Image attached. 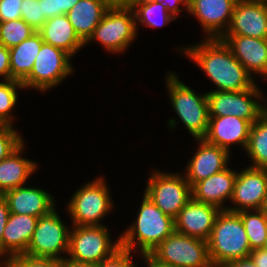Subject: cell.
I'll use <instances>...</instances> for the list:
<instances>
[{
	"label": "cell",
	"instance_id": "cell-1",
	"mask_svg": "<svg viewBox=\"0 0 267 267\" xmlns=\"http://www.w3.org/2000/svg\"><path fill=\"white\" fill-rule=\"evenodd\" d=\"M203 40V44L190 45L182 49V53L197 63L216 85L217 91L237 92L251 89L256 84L223 40Z\"/></svg>",
	"mask_w": 267,
	"mask_h": 267
},
{
	"label": "cell",
	"instance_id": "cell-2",
	"mask_svg": "<svg viewBox=\"0 0 267 267\" xmlns=\"http://www.w3.org/2000/svg\"><path fill=\"white\" fill-rule=\"evenodd\" d=\"M133 226L120 235V247L139 254L151 253L165 238L175 231L174 219L164 214L146 195ZM137 238V240H135Z\"/></svg>",
	"mask_w": 267,
	"mask_h": 267
},
{
	"label": "cell",
	"instance_id": "cell-3",
	"mask_svg": "<svg viewBox=\"0 0 267 267\" xmlns=\"http://www.w3.org/2000/svg\"><path fill=\"white\" fill-rule=\"evenodd\" d=\"M213 267L249 257L251 248L241 216L238 213L221 210L216 217L211 235L207 241Z\"/></svg>",
	"mask_w": 267,
	"mask_h": 267
},
{
	"label": "cell",
	"instance_id": "cell-4",
	"mask_svg": "<svg viewBox=\"0 0 267 267\" xmlns=\"http://www.w3.org/2000/svg\"><path fill=\"white\" fill-rule=\"evenodd\" d=\"M166 76V88L174 111L196 140L203 139L210 118L207 94L197 95L172 72Z\"/></svg>",
	"mask_w": 267,
	"mask_h": 267
},
{
	"label": "cell",
	"instance_id": "cell-5",
	"mask_svg": "<svg viewBox=\"0 0 267 267\" xmlns=\"http://www.w3.org/2000/svg\"><path fill=\"white\" fill-rule=\"evenodd\" d=\"M137 30L133 9L129 5L112 4L85 45L98 40L110 53H121L135 39Z\"/></svg>",
	"mask_w": 267,
	"mask_h": 267
},
{
	"label": "cell",
	"instance_id": "cell-6",
	"mask_svg": "<svg viewBox=\"0 0 267 267\" xmlns=\"http://www.w3.org/2000/svg\"><path fill=\"white\" fill-rule=\"evenodd\" d=\"M104 225L74 226L69 235V259L97 265L120 248V239L112 242Z\"/></svg>",
	"mask_w": 267,
	"mask_h": 267
},
{
	"label": "cell",
	"instance_id": "cell-7",
	"mask_svg": "<svg viewBox=\"0 0 267 267\" xmlns=\"http://www.w3.org/2000/svg\"><path fill=\"white\" fill-rule=\"evenodd\" d=\"M103 177L86 183L73 194L68 203V211L73 219V226L103 225L99 224L112 210L113 203Z\"/></svg>",
	"mask_w": 267,
	"mask_h": 267
},
{
	"label": "cell",
	"instance_id": "cell-8",
	"mask_svg": "<svg viewBox=\"0 0 267 267\" xmlns=\"http://www.w3.org/2000/svg\"><path fill=\"white\" fill-rule=\"evenodd\" d=\"M151 254L174 267H213L205 240L174 231Z\"/></svg>",
	"mask_w": 267,
	"mask_h": 267
},
{
	"label": "cell",
	"instance_id": "cell-9",
	"mask_svg": "<svg viewBox=\"0 0 267 267\" xmlns=\"http://www.w3.org/2000/svg\"><path fill=\"white\" fill-rule=\"evenodd\" d=\"M148 179L145 195L166 215L176 218L192 198L191 186L180 174L154 171Z\"/></svg>",
	"mask_w": 267,
	"mask_h": 267
},
{
	"label": "cell",
	"instance_id": "cell-10",
	"mask_svg": "<svg viewBox=\"0 0 267 267\" xmlns=\"http://www.w3.org/2000/svg\"><path fill=\"white\" fill-rule=\"evenodd\" d=\"M206 94L210 117L233 115L253 123L267 110L265 105L257 101L258 98L261 101L264 99L256 84L247 90L237 92L214 90Z\"/></svg>",
	"mask_w": 267,
	"mask_h": 267
},
{
	"label": "cell",
	"instance_id": "cell-11",
	"mask_svg": "<svg viewBox=\"0 0 267 267\" xmlns=\"http://www.w3.org/2000/svg\"><path fill=\"white\" fill-rule=\"evenodd\" d=\"M68 228L60 220L55 208L40 216L24 254L63 260L64 257H61V253H68L69 248L70 230Z\"/></svg>",
	"mask_w": 267,
	"mask_h": 267
},
{
	"label": "cell",
	"instance_id": "cell-12",
	"mask_svg": "<svg viewBox=\"0 0 267 267\" xmlns=\"http://www.w3.org/2000/svg\"><path fill=\"white\" fill-rule=\"evenodd\" d=\"M70 58L72 56L66 51L44 42L31 73L22 82L24 88L31 87L43 92L58 85L73 71Z\"/></svg>",
	"mask_w": 267,
	"mask_h": 267
},
{
	"label": "cell",
	"instance_id": "cell-13",
	"mask_svg": "<svg viewBox=\"0 0 267 267\" xmlns=\"http://www.w3.org/2000/svg\"><path fill=\"white\" fill-rule=\"evenodd\" d=\"M267 197V169L248 167L236 175L231 201L238 207H226L230 212L264 209Z\"/></svg>",
	"mask_w": 267,
	"mask_h": 267
},
{
	"label": "cell",
	"instance_id": "cell-14",
	"mask_svg": "<svg viewBox=\"0 0 267 267\" xmlns=\"http://www.w3.org/2000/svg\"><path fill=\"white\" fill-rule=\"evenodd\" d=\"M223 36L267 39V3L238 0Z\"/></svg>",
	"mask_w": 267,
	"mask_h": 267
},
{
	"label": "cell",
	"instance_id": "cell-15",
	"mask_svg": "<svg viewBox=\"0 0 267 267\" xmlns=\"http://www.w3.org/2000/svg\"><path fill=\"white\" fill-rule=\"evenodd\" d=\"M238 0H188V12L198 19L206 38H221L229 27ZM208 34V35H207Z\"/></svg>",
	"mask_w": 267,
	"mask_h": 267
},
{
	"label": "cell",
	"instance_id": "cell-16",
	"mask_svg": "<svg viewBox=\"0 0 267 267\" xmlns=\"http://www.w3.org/2000/svg\"><path fill=\"white\" fill-rule=\"evenodd\" d=\"M220 212L216 206L191 198L174 219L175 231L208 241Z\"/></svg>",
	"mask_w": 267,
	"mask_h": 267
},
{
	"label": "cell",
	"instance_id": "cell-17",
	"mask_svg": "<svg viewBox=\"0 0 267 267\" xmlns=\"http://www.w3.org/2000/svg\"><path fill=\"white\" fill-rule=\"evenodd\" d=\"M199 147L187 165L185 176L189 185L206 179L227 168L230 152L224 148L197 139Z\"/></svg>",
	"mask_w": 267,
	"mask_h": 267
},
{
	"label": "cell",
	"instance_id": "cell-18",
	"mask_svg": "<svg viewBox=\"0 0 267 267\" xmlns=\"http://www.w3.org/2000/svg\"><path fill=\"white\" fill-rule=\"evenodd\" d=\"M251 125L250 121L233 115L210 117L208 130L203 139L228 151L232 144H240L246 149Z\"/></svg>",
	"mask_w": 267,
	"mask_h": 267
},
{
	"label": "cell",
	"instance_id": "cell-19",
	"mask_svg": "<svg viewBox=\"0 0 267 267\" xmlns=\"http://www.w3.org/2000/svg\"><path fill=\"white\" fill-rule=\"evenodd\" d=\"M220 39L251 76L260 73L267 78V39L245 36H222Z\"/></svg>",
	"mask_w": 267,
	"mask_h": 267
},
{
	"label": "cell",
	"instance_id": "cell-20",
	"mask_svg": "<svg viewBox=\"0 0 267 267\" xmlns=\"http://www.w3.org/2000/svg\"><path fill=\"white\" fill-rule=\"evenodd\" d=\"M237 172L228 167L206 179L195 183L191 187L192 198L196 201L203 202L223 208V203L227 199H232L234 184L236 181Z\"/></svg>",
	"mask_w": 267,
	"mask_h": 267
},
{
	"label": "cell",
	"instance_id": "cell-21",
	"mask_svg": "<svg viewBox=\"0 0 267 267\" xmlns=\"http://www.w3.org/2000/svg\"><path fill=\"white\" fill-rule=\"evenodd\" d=\"M10 213L40 217L55 208L53 197L40 188H14L3 194Z\"/></svg>",
	"mask_w": 267,
	"mask_h": 267
},
{
	"label": "cell",
	"instance_id": "cell-22",
	"mask_svg": "<svg viewBox=\"0 0 267 267\" xmlns=\"http://www.w3.org/2000/svg\"><path fill=\"white\" fill-rule=\"evenodd\" d=\"M39 217L10 213L2 236V255L24 254Z\"/></svg>",
	"mask_w": 267,
	"mask_h": 267
},
{
	"label": "cell",
	"instance_id": "cell-23",
	"mask_svg": "<svg viewBox=\"0 0 267 267\" xmlns=\"http://www.w3.org/2000/svg\"><path fill=\"white\" fill-rule=\"evenodd\" d=\"M109 0H79L66 14L75 32L85 43L111 7Z\"/></svg>",
	"mask_w": 267,
	"mask_h": 267
},
{
	"label": "cell",
	"instance_id": "cell-24",
	"mask_svg": "<svg viewBox=\"0 0 267 267\" xmlns=\"http://www.w3.org/2000/svg\"><path fill=\"white\" fill-rule=\"evenodd\" d=\"M38 32L45 43L58 47L71 56L85 46L65 14L47 19Z\"/></svg>",
	"mask_w": 267,
	"mask_h": 267
},
{
	"label": "cell",
	"instance_id": "cell-25",
	"mask_svg": "<svg viewBox=\"0 0 267 267\" xmlns=\"http://www.w3.org/2000/svg\"><path fill=\"white\" fill-rule=\"evenodd\" d=\"M24 149L22 142L5 159L0 161V194L21 187L36 170L35 162L20 156Z\"/></svg>",
	"mask_w": 267,
	"mask_h": 267
},
{
	"label": "cell",
	"instance_id": "cell-26",
	"mask_svg": "<svg viewBox=\"0 0 267 267\" xmlns=\"http://www.w3.org/2000/svg\"><path fill=\"white\" fill-rule=\"evenodd\" d=\"M44 41L38 31L10 50V80L23 82L31 73Z\"/></svg>",
	"mask_w": 267,
	"mask_h": 267
},
{
	"label": "cell",
	"instance_id": "cell-27",
	"mask_svg": "<svg viewBox=\"0 0 267 267\" xmlns=\"http://www.w3.org/2000/svg\"><path fill=\"white\" fill-rule=\"evenodd\" d=\"M245 151L253 162L250 167L267 169V110L252 123Z\"/></svg>",
	"mask_w": 267,
	"mask_h": 267
},
{
	"label": "cell",
	"instance_id": "cell-28",
	"mask_svg": "<svg viewBox=\"0 0 267 267\" xmlns=\"http://www.w3.org/2000/svg\"><path fill=\"white\" fill-rule=\"evenodd\" d=\"M129 6L133 9L135 22L148 27H163L176 19L166 10L163 3L155 0H133Z\"/></svg>",
	"mask_w": 267,
	"mask_h": 267
},
{
	"label": "cell",
	"instance_id": "cell-29",
	"mask_svg": "<svg viewBox=\"0 0 267 267\" xmlns=\"http://www.w3.org/2000/svg\"><path fill=\"white\" fill-rule=\"evenodd\" d=\"M241 211V216L246 234L249 239V245L252 250L260 249L265 246L267 240V213L262 210Z\"/></svg>",
	"mask_w": 267,
	"mask_h": 267
},
{
	"label": "cell",
	"instance_id": "cell-30",
	"mask_svg": "<svg viewBox=\"0 0 267 267\" xmlns=\"http://www.w3.org/2000/svg\"><path fill=\"white\" fill-rule=\"evenodd\" d=\"M35 32L22 18L0 22V43L11 48L28 39Z\"/></svg>",
	"mask_w": 267,
	"mask_h": 267
},
{
	"label": "cell",
	"instance_id": "cell-31",
	"mask_svg": "<svg viewBox=\"0 0 267 267\" xmlns=\"http://www.w3.org/2000/svg\"><path fill=\"white\" fill-rule=\"evenodd\" d=\"M18 88L22 89L24 86L17 80L0 82V124L12 125L13 115L10 112L17 103Z\"/></svg>",
	"mask_w": 267,
	"mask_h": 267
},
{
	"label": "cell",
	"instance_id": "cell-32",
	"mask_svg": "<svg viewBox=\"0 0 267 267\" xmlns=\"http://www.w3.org/2000/svg\"><path fill=\"white\" fill-rule=\"evenodd\" d=\"M21 18L35 31H38L47 21L43 16L42 1L22 0Z\"/></svg>",
	"mask_w": 267,
	"mask_h": 267
},
{
	"label": "cell",
	"instance_id": "cell-33",
	"mask_svg": "<svg viewBox=\"0 0 267 267\" xmlns=\"http://www.w3.org/2000/svg\"><path fill=\"white\" fill-rule=\"evenodd\" d=\"M23 139L12 125L0 124V161L5 159L13 150H15Z\"/></svg>",
	"mask_w": 267,
	"mask_h": 267
},
{
	"label": "cell",
	"instance_id": "cell-34",
	"mask_svg": "<svg viewBox=\"0 0 267 267\" xmlns=\"http://www.w3.org/2000/svg\"><path fill=\"white\" fill-rule=\"evenodd\" d=\"M10 267H61V260L18 254L10 256Z\"/></svg>",
	"mask_w": 267,
	"mask_h": 267
},
{
	"label": "cell",
	"instance_id": "cell-35",
	"mask_svg": "<svg viewBox=\"0 0 267 267\" xmlns=\"http://www.w3.org/2000/svg\"><path fill=\"white\" fill-rule=\"evenodd\" d=\"M42 1L43 16L46 19L67 14L79 0H39Z\"/></svg>",
	"mask_w": 267,
	"mask_h": 267
},
{
	"label": "cell",
	"instance_id": "cell-36",
	"mask_svg": "<svg viewBox=\"0 0 267 267\" xmlns=\"http://www.w3.org/2000/svg\"><path fill=\"white\" fill-rule=\"evenodd\" d=\"M130 253V250L120 247L110 257L98 263L96 267H129L133 263Z\"/></svg>",
	"mask_w": 267,
	"mask_h": 267
},
{
	"label": "cell",
	"instance_id": "cell-37",
	"mask_svg": "<svg viewBox=\"0 0 267 267\" xmlns=\"http://www.w3.org/2000/svg\"><path fill=\"white\" fill-rule=\"evenodd\" d=\"M22 0H0V22L21 18Z\"/></svg>",
	"mask_w": 267,
	"mask_h": 267
},
{
	"label": "cell",
	"instance_id": "cell-38",
	"mask_svg": "<svg viewBox=\"0 0 267 267\" xmlns=\"http://www.w3.org/2000/svg\"><path fill=\"white\" fill-rule=\"evenodd\" d=\"M10 80V50L0 43V77Z\"/></svg>",
	"mask_w": 267,
	"mask_h": 267
},
{
	"label": "cell",
	"instance_id": "cell-39",
	"mask_svg": "<svg viewBox=\"0 0 267 267\" xmlns=\"http://www.w3.org/2000/svg\"><path fill=\"white\" fill-rule=\"evenodd\" d=\"M10 211L6 198L0 194V256L2 255V236Z\"/></svg>",
	"mask_w": 267,
	"mask_h": 267
},
{
	"label": "cell",
	"instance_id": "cell-40",
	"mask_svg": "<svg viewBox=\"0 0 267 267\" xmlns=\"http://www.w3.org/2000/svg\"><path fill=\"white\" fill-rule=\"evenodd\" d=\"M158 3H163L166 6V10L177 18L179 12L183 9L179 8V4L182 3L185 9L188 10V0H155Z\"/></svg>",
	"mask_w": 267,
	"mask_h": 267
},
{
	"label": "cell",
	"instance_id": "cell-41",
	"mask_svg": "<svg viewBox=\"0 0 267 267\" xmlns=\"http://www.w3.org/2000/svg\"><path fill=\"white\" fill-rule=\"evenodd\" d=\"M249 257L257 267H267V249L260 248L252 250Z\"/></svg>",
	"mask_w": 267,
	"mask_h": 267
},
{
	"label": "cell",
	"instance_id": "cell-42",
	"mask_svg": "<svg viewBox=\"0 0 267 267\" xmlns=\"http://www.w3.org/2000/svg\"><path fill=\"white\" fill-rule=\"evenodd\" d=\"M219 267H257L250 257L237 259L221 264Z\"/></svg>",
	"mask_w": 267,
	"mask_h": 267
},
{
	"label": "cell",
	"instance_id": "cell-43",
	"mask_svg": "<svg viewBox=\"0 0 267 267\" xmlns=\"http://www.w3.org/2000/svg\"><path fill=\"white\" fill-rule=\"evenodd\" d=\"M148 267H174L170 264L163 263L156 259L151 253L142 254Z\"/></svg>",
	"mask_w": 267,
	"mask_h": 267
},
{
	"label": "cell",
	"instance_id": "cell-44",
	"mask_svg": "<svg viewBox=\"0 0 267 267\" xmlns=\"http://www.w3.org/2000/svg\"><path fill=\"white\" fill-rule=\"evenodd\" d=\"M61 267H96L95 264L76 262L68 257L61 260Z\"/></svg>",
	"mask_w": 267,
	"mask_h": 267
},
{
	"label": "cell",
	"instance_id": "cell-45",
	"mask_svg": "<svg viewBox=\"0 0 267 267\" xmlns=\"http://www.w3.org/2000/svg\"><path fill=\"white\" fill-rule=\"evenodd\" d=\"M112 4L129 5L133 0H109Z\"/></svg>",
	"mask_w": 267,
	"mask_h": 267
},
{
	"label": "cell",
	"instance_id": "cell-46",
	"mask_svg": "<svg viewBox=\"0 0 267 267\" xmlns=\"http://www.w3.org/2000/svg\"><path fill=\"white\" fill-rule=\"evenodd\" d=\"M6 258L2 261V263L0 262V267H10V257H6Z\"/></svg>",
	"mask_w": 267,
	"mask_h": 267
},
{
	"label": "cell",
	"instance_id": "cell-47",
	"mask_svg": "<svg viewBox=\"0 0 267 267\" xmlns=\"http://www.w3.org/2000/svg\"><path fill=\"white\" fill-rule=\"evenodd\" d=\"M248 1H253V2H264V3H267V0H248Z\"/></svg>",
	"mask_w": 267,
	"mask_h": 267
},
{
	"label": "cell",
	"instance_id": "cell-48",
	"mask_svg": "<svg viewBox=\"0 0 267 267\" xmlns=\"http://www.w3.org/2000/svg\"><path fill=\"white\" fill-rule=\"evenodd\" d=\"M263 210L267 213V197H266V201H265L264 209Z\"/></svg>",
	"mask_w": 267,
	"mask_h": 267
},
{
	"label": "cell",
	"instance_id": "cell-49",
	"mask_svg": "<svg viewBox=\"0 0 267 267\" xmlns=\"http://www.w3.org/2000/svg\"><path fill=\"white\" fill-rule=\"evenodd\" d=\"M264 248H266V249H267V240H266V243H265V246H264Z\"/></svg>",
	"mask_w": 267,
	"mask_h": 267
},
{
	"label": "cell",
	"instance_id": "cell-50",
	"mask_svg": "<svg viewBox=\"0 0 267 267\" xmlns=\"http://www.w3.org/2000/svg\"><path fill=\"white\" fill-rule=\"evenodd\" d=\"M129 267H136L133 263Z\"/></svg>",
	"mask_w": 267,
	"mask_h": 267
}]
</instances>
